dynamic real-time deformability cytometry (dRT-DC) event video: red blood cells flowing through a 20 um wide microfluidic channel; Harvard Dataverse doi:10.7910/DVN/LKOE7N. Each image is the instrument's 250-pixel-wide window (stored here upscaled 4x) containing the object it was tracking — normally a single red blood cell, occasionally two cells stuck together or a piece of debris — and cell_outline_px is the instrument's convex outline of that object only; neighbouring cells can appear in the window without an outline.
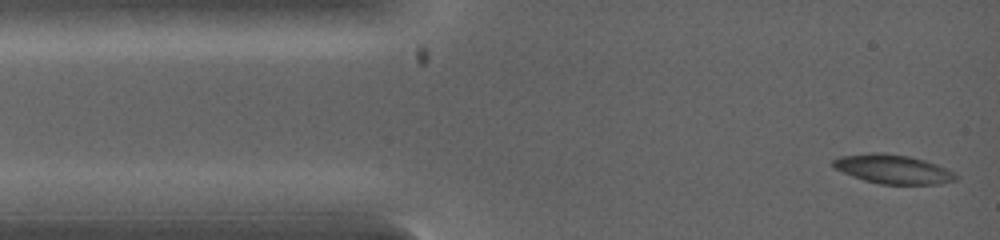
{"species": "common noctule bat (a hibernating species)", "species_latin": "Nyctalus noctula", "temperature_condition": "warm", "stored_images_in_passage": 14, "camera_frame_rate_fps": 5000, "um_per_image_px": 0.085, "animal": {"sex": "female", "body_mass_g": 19.0, "forearm_length_mm": 53.3}, "frame": {"image": 1, "passage_image": 1, "time_ms": 0.0, "image_size_px": [1000, 240], "cell_outline_px": [[960, 176], [956, 180], [940, 184], [880, 184], [864, 180], [852, 176], [832, 168], [832, 160], [840, 156], [908, 156], [924, 160], [936, 164], [956, 172]], "centroid_in_image_um": [75.99, 14.45], "position_along_channel_um": 9.0, "area_um2": 19.88}}
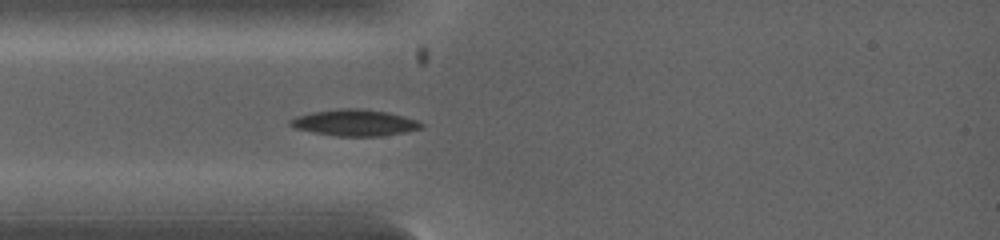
{"frame": {"image": 2, "passage_image": 10, "time_ms": 2.0, "image_size_px": [1000, 240], "cell_outline_px": [[424, 128], [404, 132], [380, 136], [336, 136], [312, 132], [296, 128], [288, 124], [288, 120], [296, 116], [312, 112], [336, 108], [356, 108], [388, 112], [416, 120], [424, 124]], "centroid_in_image_um": [30.12, 10.43], "position_along_channel_um": 54.9, "area_um2": 20.17}}
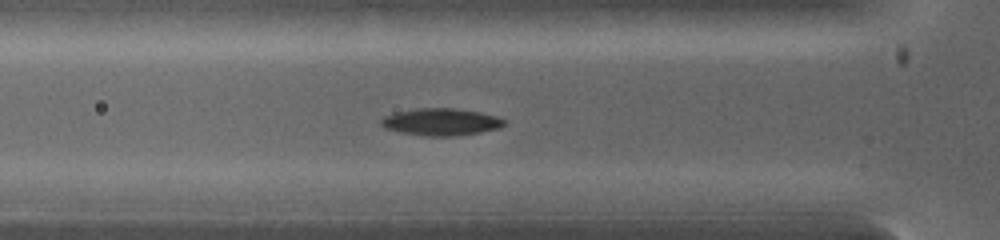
{"frame": {"image": 3, "passage_image": 14, "time_ms": 2.6, "image_size_px": [1000, 240], "cell_outline_px": [[508, 120], [500, 128], [480, 132], [452, 136], [428, 136], [404, 132], [384, 128], [380, 124], [380, 120], [384, 116], [396, 112], [416, 108], [456, 108], [480, 112], [496, 116]], "centroid_in_image_um": [37.51, 10.35], "position_along_channel_um": 88.3, "area_um2": 19.42}}